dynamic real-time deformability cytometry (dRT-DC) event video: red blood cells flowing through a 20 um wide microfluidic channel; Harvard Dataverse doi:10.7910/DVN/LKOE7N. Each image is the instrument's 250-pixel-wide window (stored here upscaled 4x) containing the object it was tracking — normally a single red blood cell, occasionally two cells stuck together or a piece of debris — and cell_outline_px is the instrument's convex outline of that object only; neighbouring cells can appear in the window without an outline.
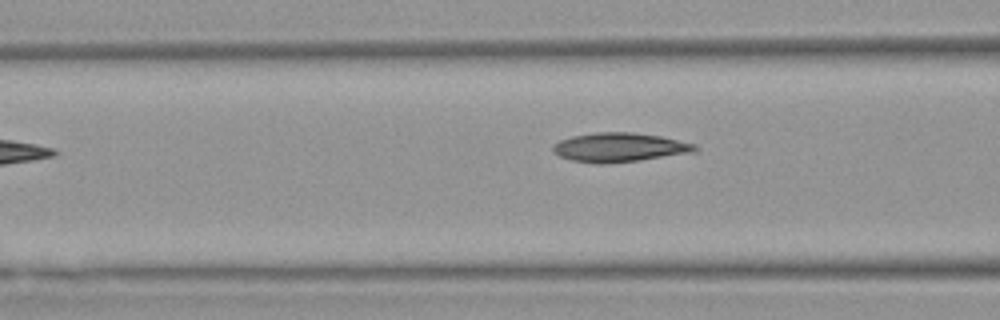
{"species": "Egyptian fruit bat (a non-hibernating species)", "species_latin": "Rousettus aegyptiacus", "temperature_condition": "warm", "stored_images_in_passage": 6, "camera_frame_rate_fps": 3000, "um_per_image_px": 0.085, "animal": {"sex": "female"}, "frame": {"image": 1, "passage_image": 6, "time_ms": 1.667, "image_size_px": [1000, 320], "cell_outline_px": [[700, 148], [696, 152], [640, 160], [604, 164], [596, 164], [572, 160], [560, 156], [552, 152], [552, 144], [560, 140], [572, 136], [596, 132], [632, 132], [660, 136], [696, 144]], "centroid_in_image_um": [52.65, 12.53], "position_along_channel_um": 113.9, "area_um2": 24.28}}